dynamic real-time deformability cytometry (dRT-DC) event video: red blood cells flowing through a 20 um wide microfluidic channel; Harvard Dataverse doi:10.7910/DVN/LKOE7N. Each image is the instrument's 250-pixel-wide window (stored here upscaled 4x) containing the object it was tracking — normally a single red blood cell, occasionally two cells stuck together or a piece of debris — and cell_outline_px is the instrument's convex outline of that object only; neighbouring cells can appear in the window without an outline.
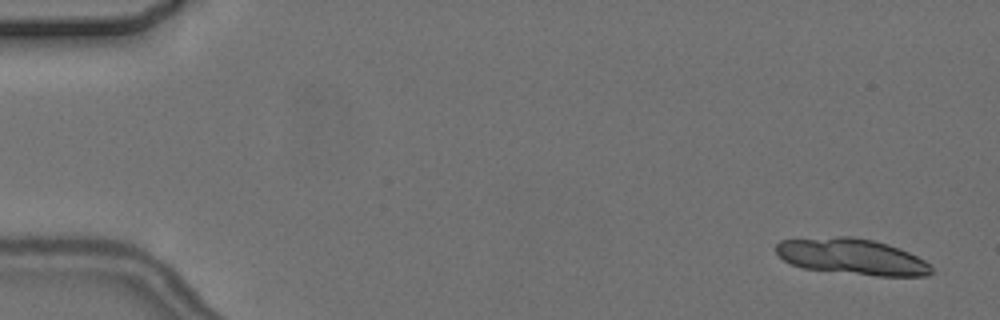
{"species": "common noctule bat (a hibernating species)", "species_latin": "Nyctalus noctula", "temperature_condition": "cold", "stored_images_in_passage": 5, "camera_frame_rate_fps": 3000, "um_per_image_px": 0.085, "animal": {"sex": "female", "body_mass_g": 24.6, "forearm_length_mm": 56.2}, "frame": {"image": 1, "passage_image": 1, "time_ms": 0.0, "image_size_px": [1000, 320], "cell_outline_px": [[936, 272], [928, 276], [876, 276], [804, 268], [792, 264], [784, 260], [776, 252], [776, 244], [780, 240], [836, 236], [852, 236], [872, 240], [888, 244], [908, 252], [924, 260]], "centroid_in_image_um": [72.43, 21.82], "position_along_channel_um": 12.6, "area_um2": 32.6}}